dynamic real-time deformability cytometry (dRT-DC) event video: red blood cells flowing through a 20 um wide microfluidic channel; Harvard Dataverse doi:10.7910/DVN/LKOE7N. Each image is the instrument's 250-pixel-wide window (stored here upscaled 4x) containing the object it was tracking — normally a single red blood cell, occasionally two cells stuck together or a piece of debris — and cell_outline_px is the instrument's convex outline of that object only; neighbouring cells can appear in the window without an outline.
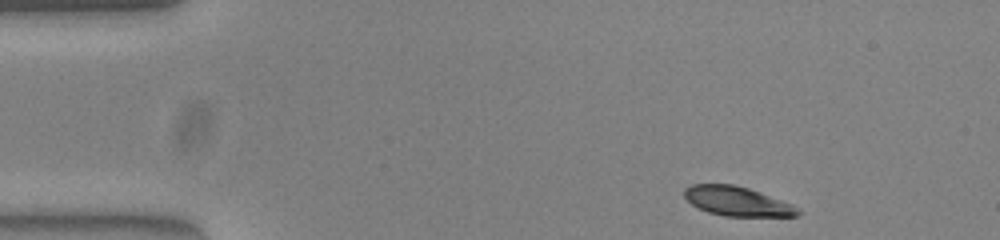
{"species": "common noctule bat (a hibernating species)", "species_latin": "Nyctalus noctula", "temperature_condition": "warm", "stored_images_in_passage": 10, "camera_frame_rate_fps": 3000, "um_per_image_px": 0.085, "animal": {"sex": "female", "body_mass_g": 23.0, "forearm_length_mm": 53.4}, "frame": {"image": 1, "passage_image": 1, "time_ms": 0.0, "image_size_px": [1000, 240], "cell_outline_px": [[800, 212], [796, 216], [724, 216], [708, 212], [692, 204], [684, 196], [684, 188], [692, 184], [732, 184], [748, 188], [760, 192], [792, 204]], "centroid_in_image_um": [62.63, 17.1], "position_along_channel_um": 22.4, "area_um2": 19.19}}